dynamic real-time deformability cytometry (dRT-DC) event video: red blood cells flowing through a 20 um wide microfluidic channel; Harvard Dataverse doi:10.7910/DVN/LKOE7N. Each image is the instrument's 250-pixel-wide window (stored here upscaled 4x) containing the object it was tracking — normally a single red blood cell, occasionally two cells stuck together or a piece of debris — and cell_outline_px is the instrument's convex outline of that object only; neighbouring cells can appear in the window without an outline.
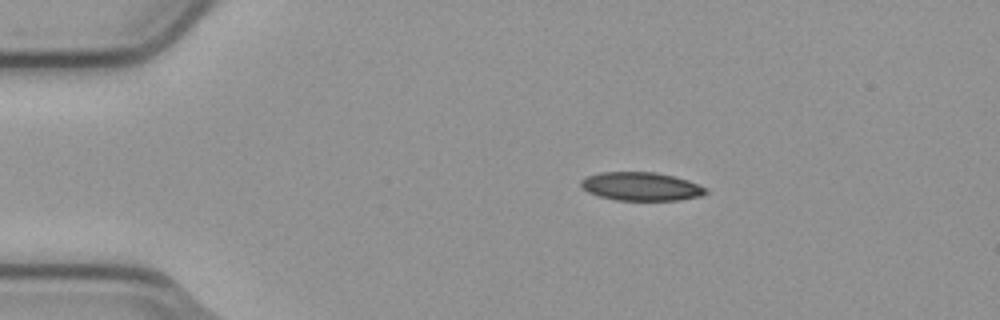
{"species": "common noctule bat (a hibernating species)", "species_latin": "Nyctalus noctula", "temperature_condition": "cold", "stored_images_in_passage": 8, "camera_frame_rate_fps": 3000, "um_per_image_px": 0.085, "animal": {"sex": "male", "body_mass_g": 23.1, "forearm_length_mm": 52.7}, "frame": {"image": 1, "passage_image": 1, "time_ms": 0.0, "image_size_px": [1000, 320], "cell_outline_px": [[708, 192], [700, 196], [680, 200], [616, 200], [600, 196], [588, 192], [580, 184], [580, 180], [588, 176], [600, 172], [656, 172], [688, 180], [708, 188]], "centroid_in_image_um": [54.52, 15.85], "position_along_channel_um": 30.5, "area_um2": 20.63}}
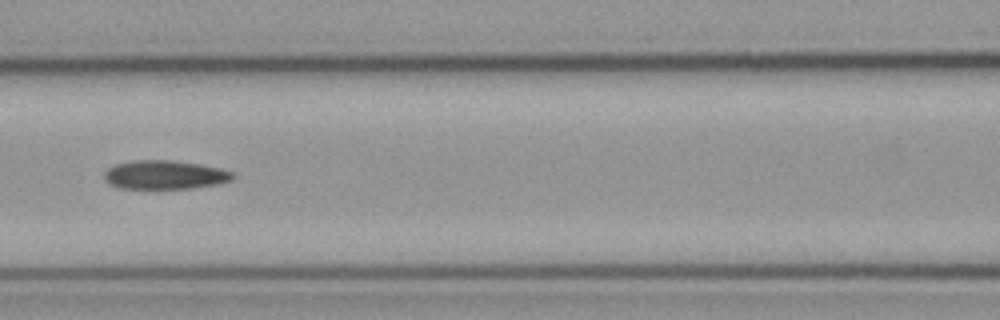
{"frame": {"image": 2, "passage_image": 5, "time_ms": 1.333, "image_size_px": [1000, 320], "cell_outline_px": [[236, 176], [232, 180], [216, 184], [192, 188], [120, 188], [104, 180], [104, 172], [108, 168], [116, 164], [136, 160], [168, 160], [196, 164], [220, 168], [232, 172]], "centroid_in_image_um": [14.0, 14.86], "position_along_channel_um": 152.6, "area_um2": 21.27}}
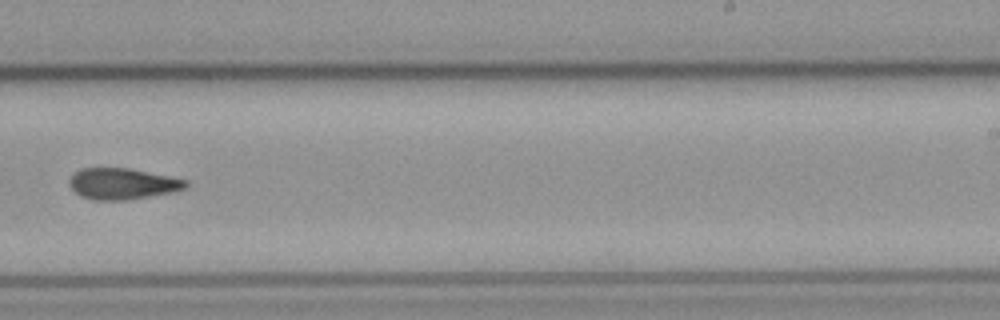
{"frame": {"image": 3, "passage_image": 8, "time_ms": 2.333, "image_size_px": [1000, 320], "cell_outline_px": [[188, 188], [172, 192], [128, 200], [92, 200], [80, 196], [68, 184], [68, 180], [80, 168], [128, 168], [188, 180]], "centroid_in_image_um": [10.41, 15.63], "position_along_channel_um": 278.6, "area_um2": 21.15}}